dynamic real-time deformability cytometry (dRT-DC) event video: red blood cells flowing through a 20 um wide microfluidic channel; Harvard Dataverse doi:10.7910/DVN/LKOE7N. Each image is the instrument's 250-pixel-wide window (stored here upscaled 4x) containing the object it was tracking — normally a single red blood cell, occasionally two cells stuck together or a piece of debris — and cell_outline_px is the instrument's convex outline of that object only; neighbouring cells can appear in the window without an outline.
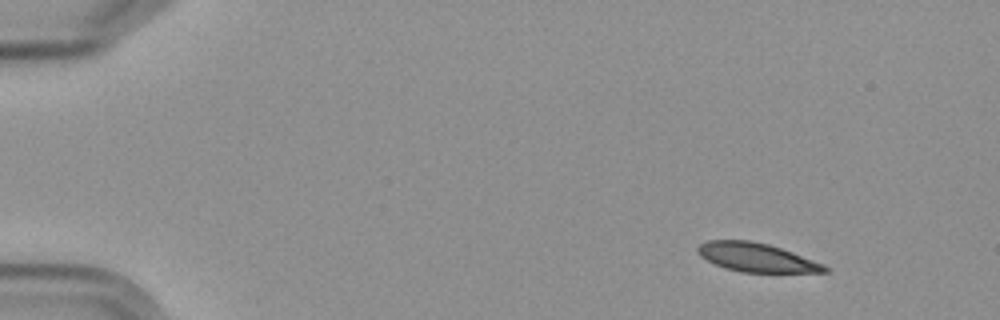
{"species": "Egyptian fruit bat (a non-hibernating species)", "species_latin": "Rousettus aegyptiacus", "temperature_condition": "cold", "stored_images_in_passage": 4, "camera_frame_rate_fps": 3000, "um_per_image_px": 0.085, "frame": {"image": 1, "passage_image": 1, "time_ms": 0.0, "image_size_px": [1000, 320], "cell_outline_px": [[828, 272], [740, 272], [716, 264], [700, 256], [696, 248], [700, 244], [708, 240], [752, 240], [768, 244], [792, 252], [824, 264], [828, 268]], "centroid_in_image_um": [64.3, 21.87], "position_along_channel_um": 20.7, "area_um2": 21.04}}
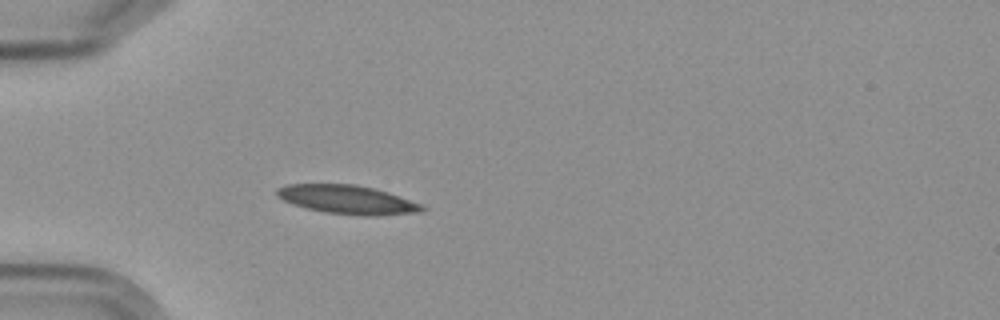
{"frame": {"image": 2, "passage_image": 4, "time_ms": 3.667, "image_size_px": [1000, 320], "cell_outline_px": [[428, 208], [424, 212], [372, 216], [368, 216], [324, 212], [292, 204], [276, 196], [276, 188], [288, 184], [356, 184], [388, 192], [424, 204]], "centroid_in_image_um": [29.59, 16.97], "position_along_channel_um": 55.4, "area_um2": 24.51}}